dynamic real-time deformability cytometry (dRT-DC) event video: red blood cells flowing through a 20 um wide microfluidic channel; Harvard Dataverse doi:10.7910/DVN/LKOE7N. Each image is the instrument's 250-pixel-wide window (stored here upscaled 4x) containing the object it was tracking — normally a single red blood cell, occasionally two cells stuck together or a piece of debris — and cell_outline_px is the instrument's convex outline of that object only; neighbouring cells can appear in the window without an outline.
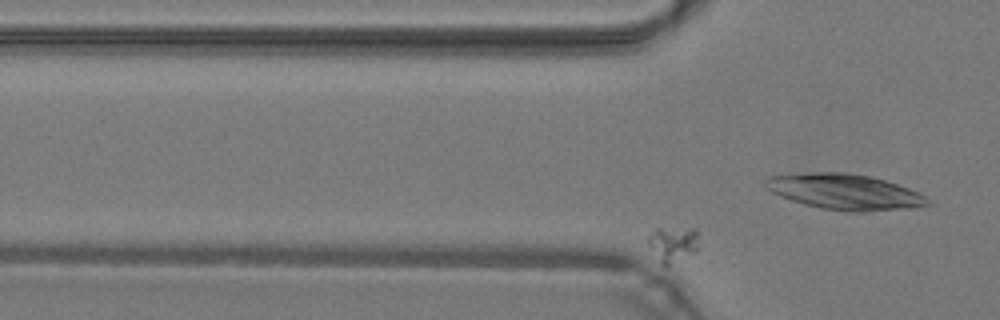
{"species": "common noctule bat (a hibernating species)", "species_latin": "Nyctalus noctula", "temperature_condition": "warm", "stored_images_in_passage": 43, "camera_frame_rate_fps": 3000, "um_per_image_px": 0.085, "animal": {"sex": "male", "body_mass_g": 19.2, "forearm_length_mm": 51.8}, "frame": {"image": 1, "passage_image": 11, "time_ms": 3.333, "image_size_px": [1000, 320], "cell_outline_px": [[696, 248], [692, 252], [664, 268], [660, 264], [648, 244], [648, 236], [656, 228], [696, 228]], "centroid_in_image_um": [57.12, 20.74], "position_along_channel_um": 68.7, "area_um2": 10.23}}
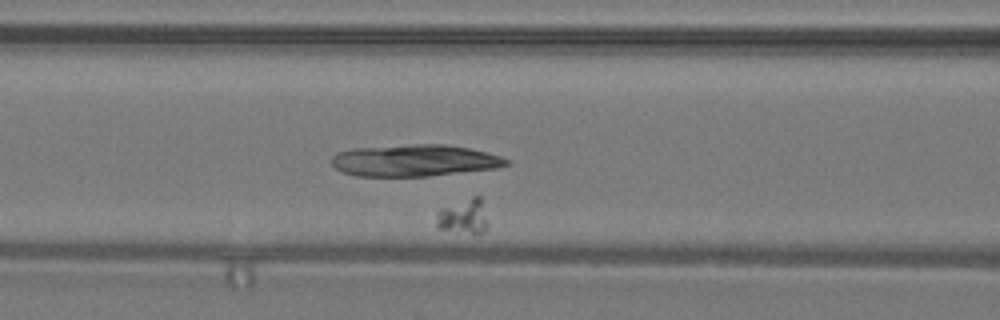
{"frame": {"image": 2, "passage_image": 17, "time_ms": 5.333, "image_size_px": [1000, 320], "cell_outline_px": [[488, 228], [484, 232], [472, 232], [440, 228], [436, 224], [436, 212], [440, 208], [472, 196], [480, 196], [488, 224]], "centroid_in_image_um": [39.39, 18.35], "position_along_channel_um": 127.2, "area_um2": 10.23}}
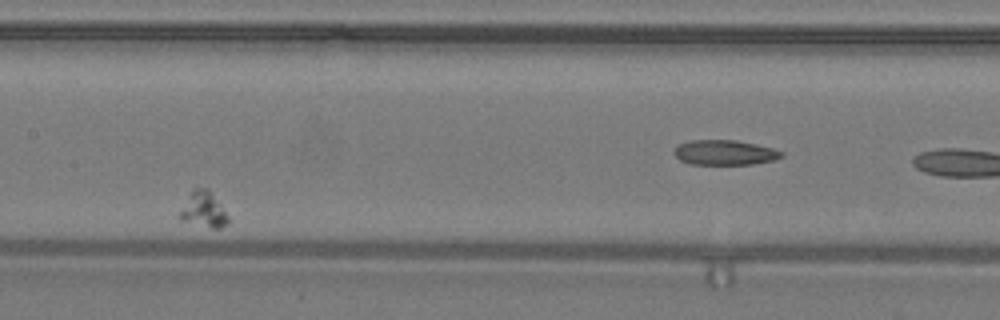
{"frame": {"image": 3, "passage_image": 23, "time_ms": 7.333, "image_size_px": [1000, 320], "cell_outline_px": [[228, 224], [220, 228], [212, 228], [180, 220], [176, 216], [192, 188], [208, 188], [220, 204], [228, 216]], "centroid_in_image_um": [17.25, 17.81], "position_along_channel_um": 190.1, "area_um2": 10.12}}